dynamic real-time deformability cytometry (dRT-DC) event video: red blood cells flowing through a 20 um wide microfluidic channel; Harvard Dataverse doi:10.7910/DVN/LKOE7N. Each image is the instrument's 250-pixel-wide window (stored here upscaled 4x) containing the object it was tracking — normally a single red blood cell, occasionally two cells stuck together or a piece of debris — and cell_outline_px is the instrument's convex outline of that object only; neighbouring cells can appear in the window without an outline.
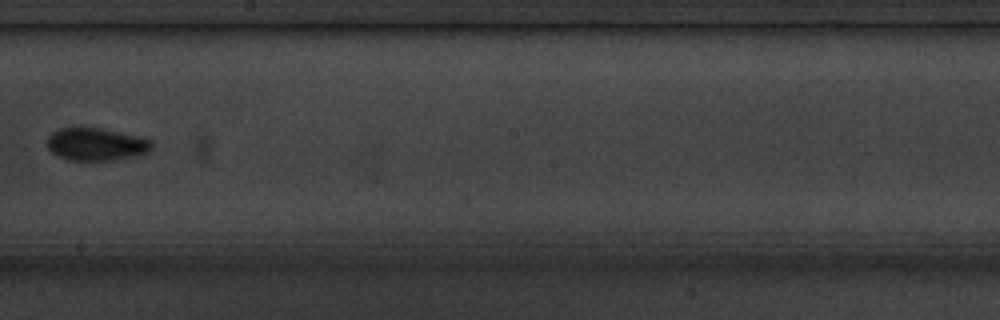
{"species": "common noctule bat (a hibernating species)", "species_latin": "Nyctalus noctula", "temperature_condition": "cold", "stored_images_in_passage": 10, "camera_frame_rate_fps": 3000, "um_per_image_px": 0.085, "animal": {"sex": "male", "body_mass_g": 20.1, "forearm_length_mm": 53.5}, "frame": {"image": 1, "passage_image": 10, "time_ms": 10.667, "image_size_px": [1000, 320], "cell_outline_px": [[152, 148], [148, 152], [120, 160], [68, 160], [56, 156], [48, 148], [48, 136], [52, 132], [60, 128], [80, 124], [140, 136], [152, 140]], "centroid_in_image_um": [8.15, 12.23], "position_along_channel_um": 240.1, "area_um2": 20.58}}